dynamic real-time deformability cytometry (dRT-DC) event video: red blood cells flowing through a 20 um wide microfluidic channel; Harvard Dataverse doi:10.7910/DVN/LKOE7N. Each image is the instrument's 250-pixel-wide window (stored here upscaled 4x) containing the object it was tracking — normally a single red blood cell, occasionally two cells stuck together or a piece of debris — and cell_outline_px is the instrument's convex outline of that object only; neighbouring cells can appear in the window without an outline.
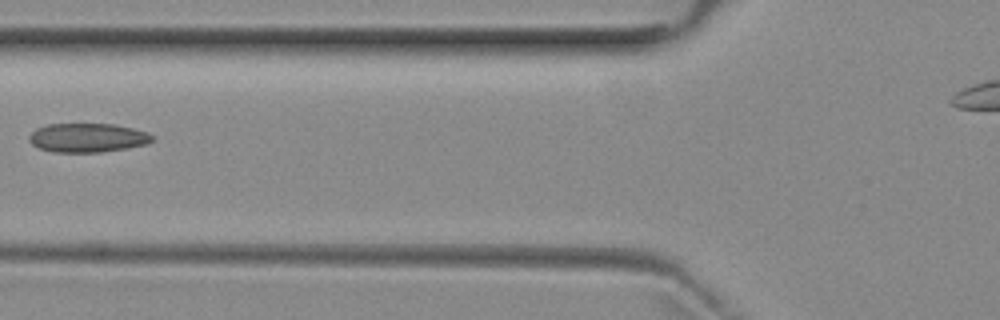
{"species": "common noctule bat (a hibernating species)", "species_latin": "Nyctalus noctula", "temperature_condition": "room temperature", "stored_images_in_passage": 6, "camera_frame_rate_fps": 3000, "um_per_image_px": 0.085, "animal": {"sex": "female", "body_mass_g": 29.2, "forearm_length_mm": 56.3}, "frame": {"image": 1, "passage_image": 5, "time_ms": 6.0, "image_size_px": [1000, 320], "cell_outline_px": [[156, 136], [152, 140], [144, 144], [124, 148], [100, 152], [56, 152], [40, 148], [32, 144], [28, 140], [28, 136], [36, 128], [48, 124], [116, 124], [148, 132]], "centroid_in_image_um": [7.43, 11.69], "position_along_channel_um": 118.4, "area_um2": 20.69}}
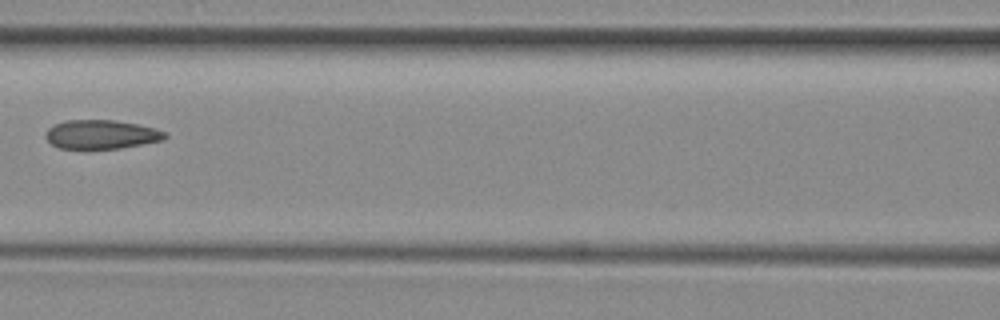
{"frame": {"image": 2, "passage_image": 6, "time_ms": 7.0, "image_size_px": [1000, 320], "cell_outline_px": [[168, 136], [164, 140], [120, 148], [60, 148], [52, 144], [48, 140], [48, 128], [56, 124], [68, 120], [116, 120], [136, 124], [152, 128], [164, 132]], "centroid_in_image_um": [8.64, 11.42], "position_along_channel_um": 158.0, "area_um2": 19.65}}